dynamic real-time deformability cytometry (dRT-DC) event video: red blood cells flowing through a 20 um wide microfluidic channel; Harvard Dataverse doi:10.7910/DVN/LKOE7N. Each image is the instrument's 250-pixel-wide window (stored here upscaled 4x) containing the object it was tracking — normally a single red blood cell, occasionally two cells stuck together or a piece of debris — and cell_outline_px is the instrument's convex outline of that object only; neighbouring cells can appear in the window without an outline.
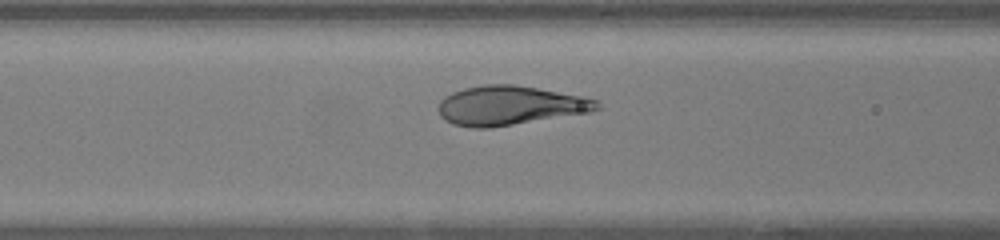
{"species": "human", "species_latin": "Homo sapiens", "temperature_condition": "warm", "stored_images_in_passage": 43, "camera_frame_rate_fps": 3000, "um_per_image_px": 0.085, "donor": {"sex": "female"}, "frame": {"image": 1, "passage_image": 14, "time_ms": 4.333, "image_size_px": [1000, 240], "cell_outline_px": [[600, 108], [592, 112], [488, 128], [472, 128], [452, 124], [444, 120], [440, 116], [440, 100], [444, 96], [452, 92], [464, 88], [484, 84], [512, 84], [584, 96], [596, 100], [600, 104]], "centroid_in_image_um": [43.34, 8.97], "position_along_channel_um": 123.3, "area_um2": 36.24}}
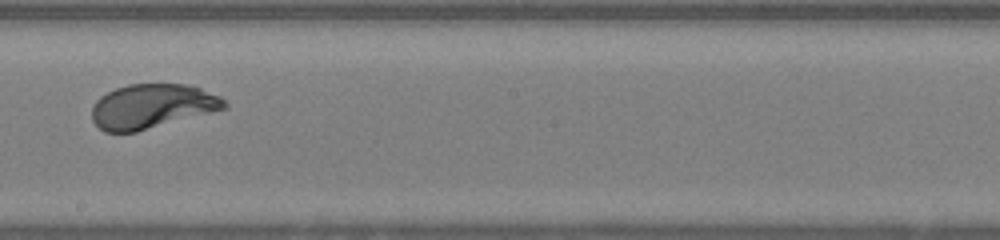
{"frame": {"image": 2, "passage_image": 22, "time_ms": 7.0, "image_size_px": [1000, 240], "cell_outline_px": [[228, 108], [136, 132], [104, 132], [92, 120], [92, 108], [96, 100], [100, 96], [116, 88], [128, 84], [184, 84], [200, 88], [220, 96], [228, 104]], "centroid_in_image_um": [12.93, 9.04], "position_along_channel_um": 235.3, "area_um2": 34.28}}
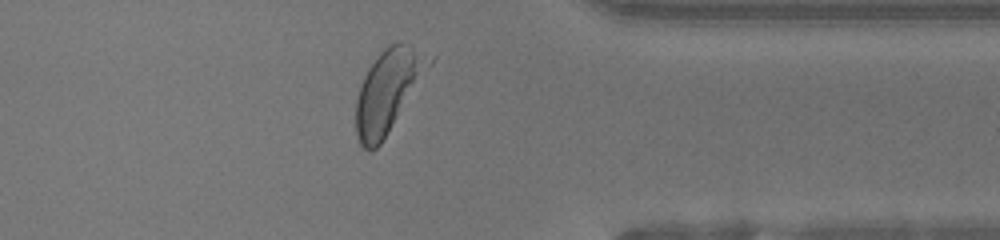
{"frame": {"image": 3, "passage_image": 33, "time_ms": 10.667, "image_size_px": [1000, 240], "cell_outline_px": [[436, 56], [432, 64], [380, 144], [372, 152], [364, 148], [360, 144], [356, 136], [356, 100], [364, 76], [368, 68], [380, 52], [384, 48], [400, 40]], "centroid_in_image_um": [33.01, 7.67], "position_along_channel_um": 378.4, "area_um2": 34.91}, "authors_computed_cell_mechanics": {"area_um2": 36.2406, "velocity_mm_per_s": 4.209, "shape_relaxation_time_tau1_ms": 2.4104, "shape_relaxation_time_tau2_ms": null, "deformation_change_tau1": 0.186, "deformation_change_tau2": null}}